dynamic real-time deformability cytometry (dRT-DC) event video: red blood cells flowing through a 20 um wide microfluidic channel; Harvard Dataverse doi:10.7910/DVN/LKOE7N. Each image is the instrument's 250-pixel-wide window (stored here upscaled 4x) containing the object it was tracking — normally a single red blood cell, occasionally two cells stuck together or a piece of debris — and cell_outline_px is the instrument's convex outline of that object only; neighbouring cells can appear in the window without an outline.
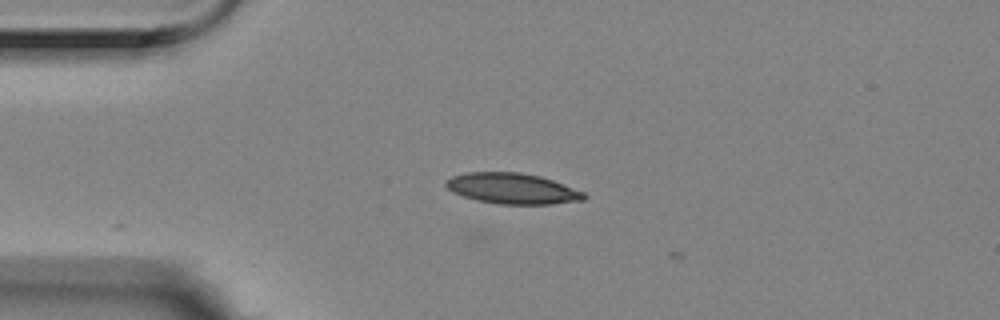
{"species": "Egyptian fruit bat (a non-hibernating species)", "species_latin": "Rousettus aegyptiacus", "temperature_condition": "room temperature", "stored_images_in_passage": 2, "camera_frame_rate_fps": 3000, "um_per_image_px": 0.085, "animal": {"sex": "female"}, "frame": {"image": 1, "passage_image": 2, "time_ms": 0.333, "image_size_px": [1000, 320], "cell_outline_px": [[588, 196], [584, 200], [552, 204], [500, 204], [476, 200], [452, 192], [444, 184], [444, 180], [452, 176], [468, 172], [520, 172], [540, 176], [552, 180], [584, 192]], "centroid_in_image_um": [43.54, 16.02], "position_along_channel_um": 41.5, "area_um2": 24.74}}